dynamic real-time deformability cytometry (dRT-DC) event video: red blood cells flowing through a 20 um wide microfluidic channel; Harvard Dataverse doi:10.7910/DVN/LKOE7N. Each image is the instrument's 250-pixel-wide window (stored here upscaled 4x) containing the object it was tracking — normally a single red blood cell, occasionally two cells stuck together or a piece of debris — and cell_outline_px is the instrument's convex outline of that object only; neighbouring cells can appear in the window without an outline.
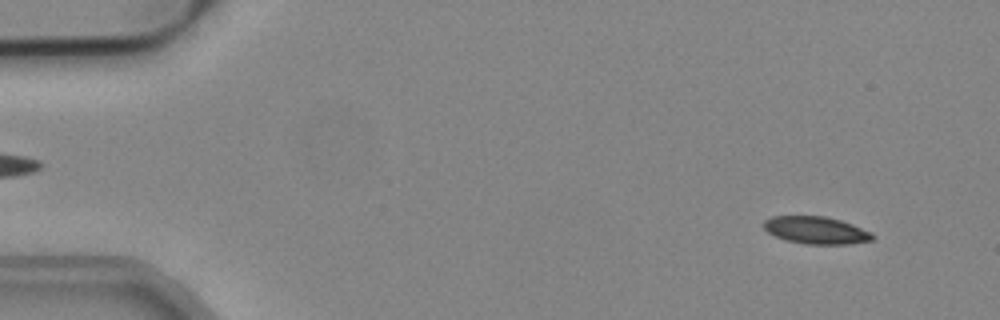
{"species": "common noctule bat (a hibernating species)", "species_latin": "Nyctalus noctula", "temperature_condition": "cold", "stored_images_in_passage": 53, "camera_frame_rate_fps": 3000, "um_per_image_px": 0.085, "animal": {"sex": "male", "body_mass_g": 19.2, "forearm_length_mm": 51.8}, "frame": {"image": 1, "passage_image": 4, "time_ms": 1.0, "image_size_px": [1000, 320], "cell_outline_px": [[876, 236], [872, 240], [848, 244], [804, 244], [784, 240], [768, 232], [764, 228], [764, 220], [772, 216], [824, 216], [840, 220], [852, 224], [872, 232]], "centroid_in_image_um": [69.38, 19.57], "position_along_channel_um": 15.6, "area_um2": 17.4}}
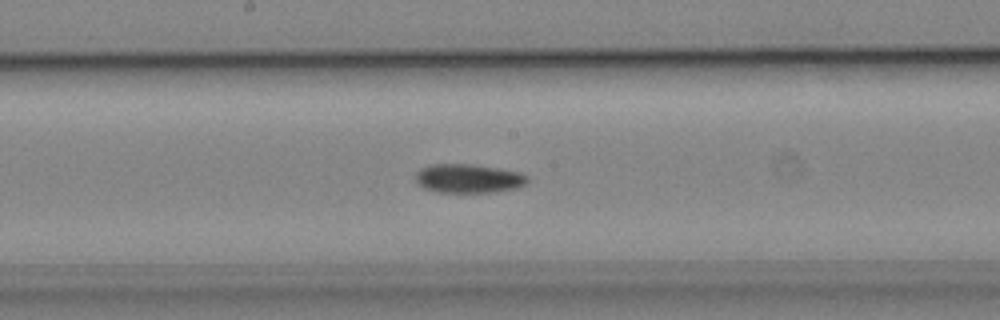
{"frame": {"image": 2, "passage_image": 28, "time_ms": 9.0, "image_size_px": [1000, 320], "cell_outline_px": [[528, 184], [520, 188], [496, 192], [436, 192], [424, 188], [416, 184], [416, 172], [420, 168], [428, 164], [472, 164], [520, 172], [528, 176]], "centroid_in_image_um": [39.83, 15.17], "position_along_channel_um": 208.4, "area_um2": 19.19}}
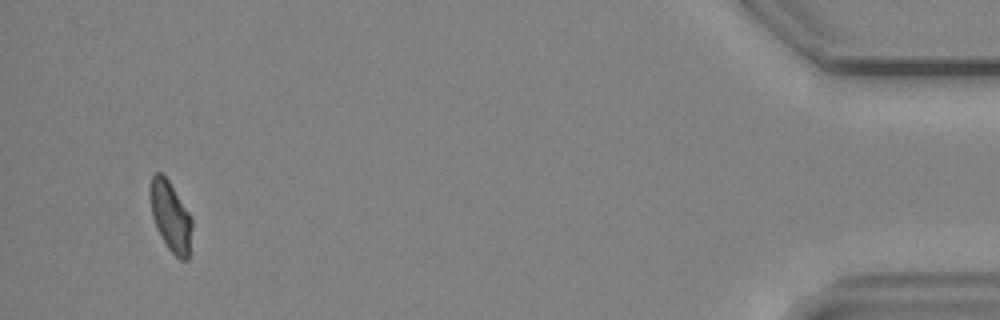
{"frame": {"image": 3, "passage_image": 51, "time_ms": 16.667, "image_size_px": [1000, 320], "cell_outline_px": [[192, 228], [188, 260], [180, 260], [168, 248], [160, 236], [156, 228], [152, 216], [148, 192], [152, 176], [156, 172], [160, 172], [168, 180], [188, 212], [192, 220]], "centroid_in_image_um": [14.47, 18.4], "position_along_channel_um": 420.7, "area_um2": 17.05}}